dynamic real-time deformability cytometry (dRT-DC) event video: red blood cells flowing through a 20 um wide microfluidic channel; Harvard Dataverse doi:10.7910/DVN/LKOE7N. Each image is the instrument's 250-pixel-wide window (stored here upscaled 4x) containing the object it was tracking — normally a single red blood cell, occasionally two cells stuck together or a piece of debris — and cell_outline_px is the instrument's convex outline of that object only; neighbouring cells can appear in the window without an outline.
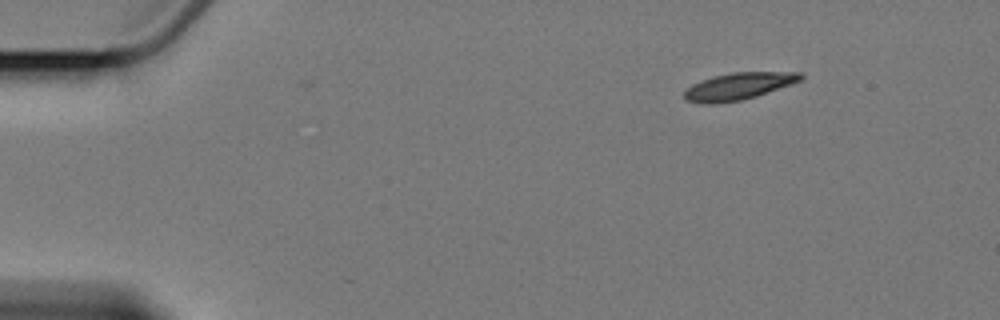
{"species": "Egyptian fruit bat (a non-hibernating species)", "species_latin": "Rousettus aegyptiacus", "temperature_condition": "cold", "stored_images_in_passage": 2, "camera_frame_rate_fps": 3000, "um_per_image_px": 0.085, "animal": {"sex": "female"}, "frame": {"image": 1, "passage_image": 1, "time_ms": 0.0, "image_size_px": [1000, 320], "cell_outline_px": [[804, 76], [800, 80], [792, 84], [756, 96], [740, 100], [716, 104], [704, 104], [684, 100], [684, 92], [692, 84], [712, 76], [732, 72], [804, 72]], "centroid_in_image_um": [62.77, 7.33], "position_along_channel_um": 22.2, "area_um2": 18.38}}